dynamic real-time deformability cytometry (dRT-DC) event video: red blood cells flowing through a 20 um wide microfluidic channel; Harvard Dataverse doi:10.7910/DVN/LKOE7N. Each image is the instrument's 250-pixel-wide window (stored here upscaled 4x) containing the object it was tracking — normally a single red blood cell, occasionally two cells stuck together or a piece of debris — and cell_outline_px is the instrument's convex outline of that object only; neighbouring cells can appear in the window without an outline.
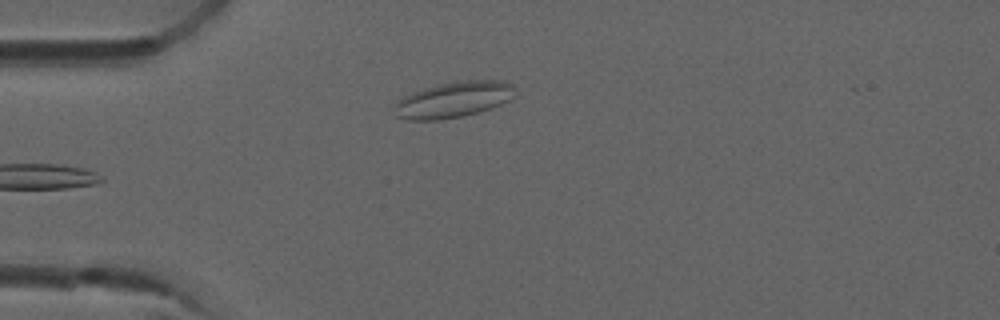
{"species": "common noctule bat (a hibernating species)", "species_latin": "Nyctalus noctula", "temperature_condition": "room temperature", "stored_images_in_passage": 4, "camera_frame_rate_fps": 3000, "um_per_image_px": 0.085, "animal": {"sex": "male", "forearm_length_mm": 52.5}, "frame": {"image": 1, "passage_image": 4, "time_ms": 1.0, "image_size_px": [1000, 320], "cell_outline_px": [[516, 88], [512, 96], [508, 100], [492, 108], [480, 112], [440, 120], [408, 120], [396, 116], [396, 100], [412, 92], [424, 88], [440, 84], [460, 80], [500, 80], [516, 84]], "centroid_in_image_um": [38.58, 8.46], "position_along_channel_um": 46.4, "area_um2": 25.26}}